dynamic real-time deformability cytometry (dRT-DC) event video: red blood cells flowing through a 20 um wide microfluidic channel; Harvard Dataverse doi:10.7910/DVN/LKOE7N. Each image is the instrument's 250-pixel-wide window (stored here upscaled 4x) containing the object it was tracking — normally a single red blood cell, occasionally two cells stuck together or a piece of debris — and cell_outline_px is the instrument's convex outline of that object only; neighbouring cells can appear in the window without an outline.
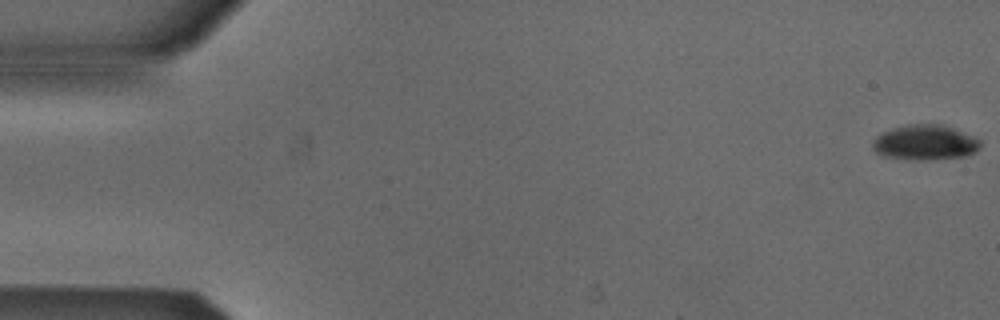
{"species": "Egyptian fruit bat (a non-hibernating species)", "species_latin": "Rousettus aegyptiacus", "temperature_condition": "cold", "stored_images_in_passage": 14, "camera_frame_rate_fps": 3000, "um_per_image_px": 0.085, "animal": {"sex": "male"}, "frame": {"image": 1, "passage_image": 1, "time_ms": 0.0, "image_size_px": [1000, 320], "cell_outline_px": [[980, 148], [976, 152], [964, 156], [928, 160], [908, 160], [884, 156], [876, 152], [872, 148], [872, 140], [884, 132], [892, 128], [908, 124], [940, 124], [952, 128], [972, 136], [980, 140]], "centroid_in_image_um": [78.61, 12.12], "position_along_channel_um": 6.4, "area_um2": 22.02}}